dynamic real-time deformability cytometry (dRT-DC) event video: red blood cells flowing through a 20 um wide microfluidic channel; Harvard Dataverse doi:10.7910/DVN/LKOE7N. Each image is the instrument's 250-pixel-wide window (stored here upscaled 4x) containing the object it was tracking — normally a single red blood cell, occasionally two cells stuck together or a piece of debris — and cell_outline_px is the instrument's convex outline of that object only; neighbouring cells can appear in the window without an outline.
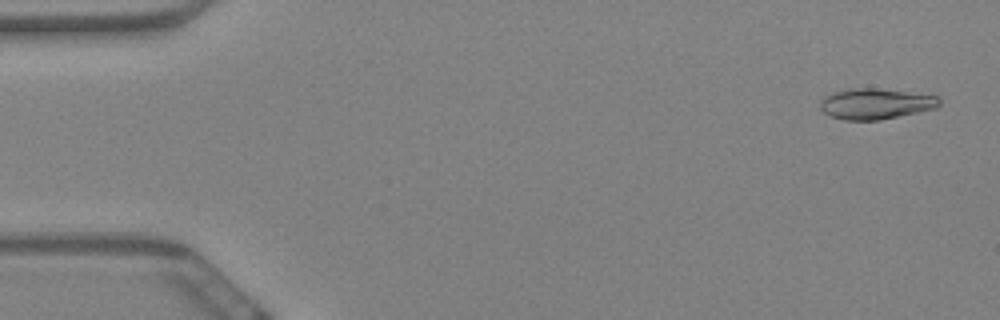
{"species": "Egyptian fruit bat (a non-hibernating species)", "species_latin": "Rousettus aegyptiacus", "temperature_condition": "warm", "stored_images_in_passage": 60, "camera_frame_rate_fps": 3000, "um_per_image_px": 0.085, "animal": {"sex": "female"}, "frame": {"image": 1, "passage_image": 3, "time_ms": 0.667, "image_size_px": [1000, 320], "cell_outline_px": [[940, 104], [936, 108], [880, 120], [844, 120], [832, 116], [824, 112], [820, 108], [820, 100], [824, 96], [832, 92], [848, 88], [876, 88], [936, 96], [940, 100]], "centroid_in_image_um": [74.38, 8.82], "position_along_channel_um": 10.6, "area_um2": 21.21}}
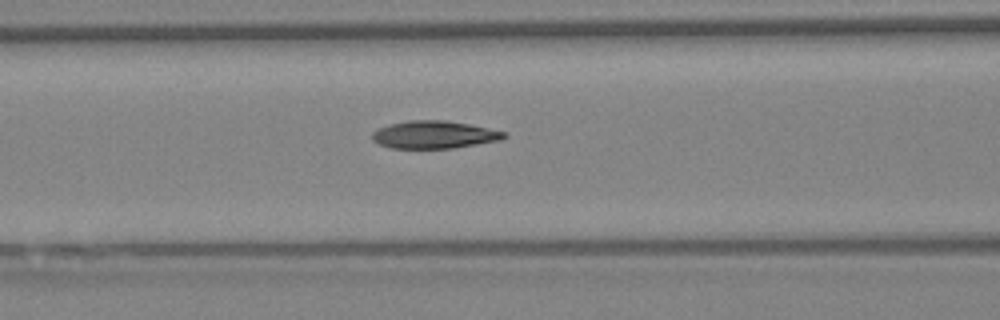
{"frame": {"image": 2, "passage_image": 25, "time_ms": 8.0, "image_size_px": [1000, 320], "cell_outline_px": [[508, 136], [500, 140], [452, 148], [392, 148], [380, 144], [372, 140], [372, 132], [376, 128], [388, 124], [408, 120], [444, 120], [468, 124], [508, 132]], "centroid_in_image_um": [36.88, 11.44], "position_along_channel_um": 129.7, "area_um2": 21.27}}
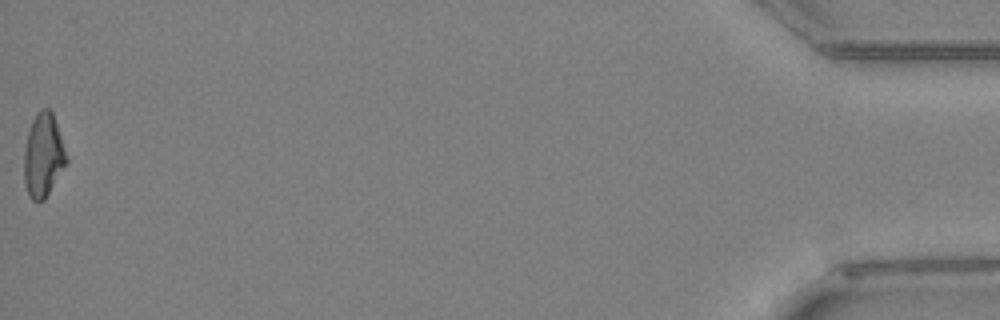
{"frame": {"image": 3, "passage_image": 60, "time_ms": 19.667, "image_size_px": [1000, 320], "cell_outline_px": [[68, 164], [44, 200], [32, 200], [28, 196], [24, 184], [24, 148], [28, 132], [32, 120], [36, 112], [40, 108], [48, 108], [52, 112], [68, 160]], "centroid_in_image_um": [3.67, 13.23], "position_along_channel_um": 431.5, "area_um2": 20.75}, "authors_computed_cell_mechanics": {"area_um2": 21.2126, "velocity_mm_per_s": 3.4524, "shape_relaxation_time_tau1_ms": 8.831, "shape_relaxation_time_tau2_ms": 4.5197, "deformation_change_tau1": 0.2422, "deformation_change_tau2": 0.1249}}